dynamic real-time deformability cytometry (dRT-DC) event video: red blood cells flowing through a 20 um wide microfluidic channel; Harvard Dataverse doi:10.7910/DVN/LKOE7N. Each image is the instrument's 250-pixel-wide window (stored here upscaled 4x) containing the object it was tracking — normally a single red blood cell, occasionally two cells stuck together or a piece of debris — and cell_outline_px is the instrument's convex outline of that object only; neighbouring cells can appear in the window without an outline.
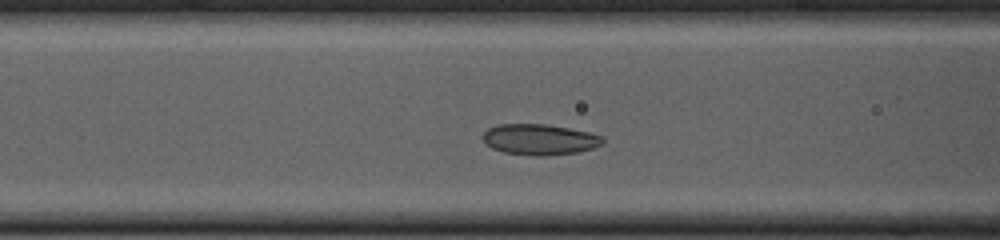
{"species": "common noctule bat (a hibernating species)", "species_latin": "Nyctalus noctula", "temperature_condition": "cold", "stored_images_in_passage": 38, "camera_frame_rate_fps": 3000, "um_per_image_px": 0.085, "animal": {"sex": "female", "body_mass_g": 23.0, "forearm_length_mm": 53.4}, "frame": {"image": 1, "passage_image": 13, "time_ms": 4.0, "image_size_px": [1000, 240], "cell_outline_px": [[604, 144], [580, 152], [544, 156], [536, 156], [504, 152], [492, 148], [480, 136], [488, 128], [496, 124], [548, 124], [588, 132], [604, 136]], "centroid_in_image_um": [45.88, 11.85], "position_along_channel_um": 120.7, "area_um2": 21.68}}
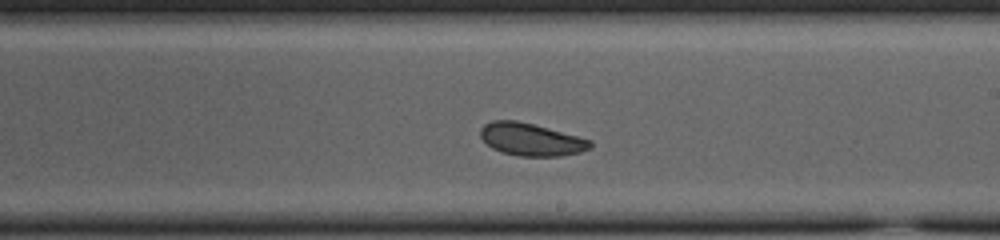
{"frame": {"image": 2, "passage_image": 23, "time_ms": 7.333, "image_size_px": [1000, 240], "cell_outline_px": [[592, 148], [580, 152], [560, 156], [520, 156], [504, 152], [492, 148], [480, 136], [480, 128], [484, 124], [492, 120], [516, 120], [532, 124], [592, 140]], "centroid_in_image_um": [45.14, 11.85], "position_along_channel_um": 243.9, "area_um2": 20.63}}
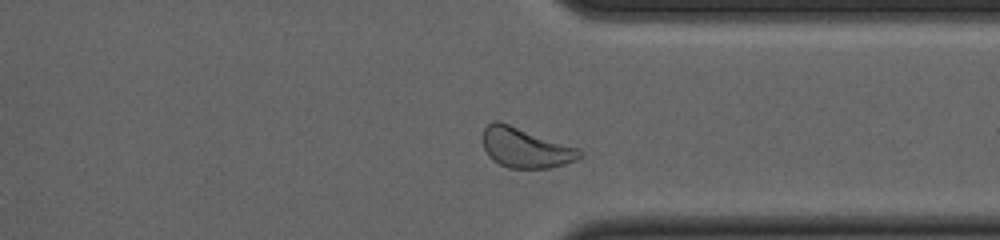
{"frame": {"image": 3, "passage_image": 33, "time_ms": 10.667, "image_size_px": [1000, 240], "cell_outline_px": [[580, 156], [576, 160], [564, 164], [548, 168], [508, 168], [492, 160], [488, 156], [484, 148], [484, 128], [492, 120], [500, 120], [576, 148], [580, 152]], "centroid_in_image_um": [44.6, 12.55], "position_along_channel_um": 366.8, "area_um2": 22.25}, "authors_computed_cell_mechanics": {"area_um2": 21.5883, "velocity_mm_per_s": 3.7021, "shape_relaxation_time_tau1_ms": 2.9668, "shape_relaxation_time_tau2_ms": null, "deformation_change_tau1": 0.0864, "deformation_change_tau2": null}}